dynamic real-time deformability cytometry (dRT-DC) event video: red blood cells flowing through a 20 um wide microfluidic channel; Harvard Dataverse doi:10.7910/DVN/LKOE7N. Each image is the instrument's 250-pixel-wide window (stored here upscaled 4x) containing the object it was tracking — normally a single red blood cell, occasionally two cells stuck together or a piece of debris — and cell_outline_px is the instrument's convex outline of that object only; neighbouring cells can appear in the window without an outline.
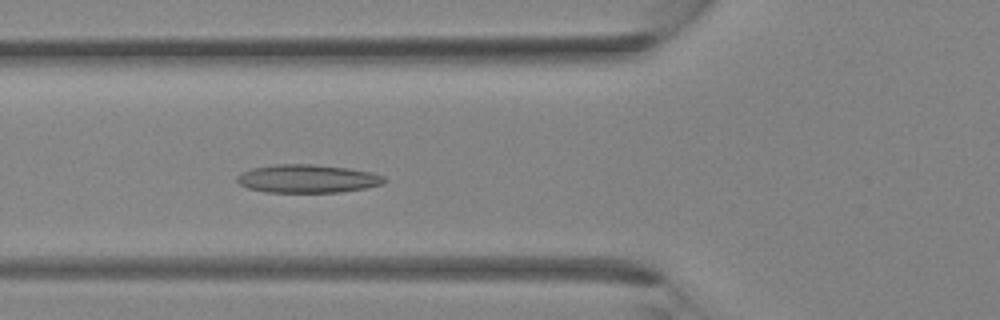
{"species": "Egyptian fruit bat (a non-hibernating species)", "species_latin": "Rousettus aegyptiacus", "temperature_condition": "room temperature", "stored_images_in_passage": 26, "camera_frame_rate_fps": 3000, "um_per_image_px": 0.085, "animal": {"sex": "female"}, "frame": {"image": 1, "passage_image": 4, "time_ms": 1.0, "image_size_px": [1000, 320], "cell_outline_px": [[388, 180], [384, 184], [364, 188], [340, 192], [268, 192], [248, 188], [240, 184], [236, 180], [236, 176], [240, 172], [252, 168], [276, 164], [312, 164], [348, 168], [372, 172], [384, 176]], "centroid_in_image_um": [26.15, 15.18], "position_along_channel_um": 99.7, "area_um2": 24.33}}
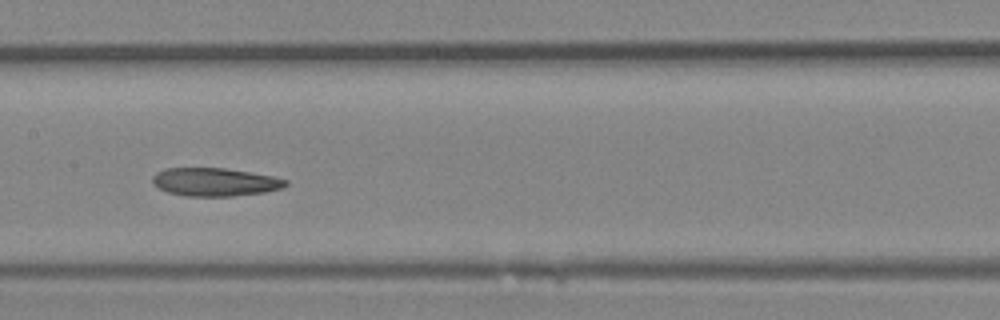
{"frame": {"image": 2, "passage_image": 9, "time_ms": 2.667, "image_size_px": [1000, 320], "cell_outline_px": [[288, 184], [284, 188], [264, 192], [232, 196], [184, 196], [168, 192], [152, 184], [152, 176], [156, 172], [164, 168], [224, 168], [272, 176], [288, 180]], "centroid_in_image_um": [18.25, 15.47], "position_along_channel_um": 189.2, "area_um2": 21.91}}
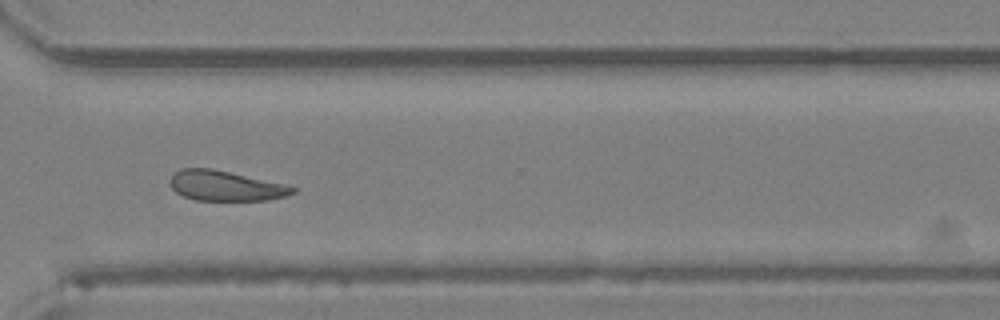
{"frame": {"image": 3, "passage_image": 18, "time_ms": 5.667, "image_size_px": [1000, 320], "cell_outline_px": [[296, 192], [288, 196], [268, 200], [196, 200], [184, 196], [176, 192], [168, 184], [168, 180], [172, 172], [180, 168], [212, 168], [288, 184], [296, 188]], "centroid_in_image_um": [19.16, 15.78], "position_along_channel_um": 351.4, "area_um2": 21.96}}